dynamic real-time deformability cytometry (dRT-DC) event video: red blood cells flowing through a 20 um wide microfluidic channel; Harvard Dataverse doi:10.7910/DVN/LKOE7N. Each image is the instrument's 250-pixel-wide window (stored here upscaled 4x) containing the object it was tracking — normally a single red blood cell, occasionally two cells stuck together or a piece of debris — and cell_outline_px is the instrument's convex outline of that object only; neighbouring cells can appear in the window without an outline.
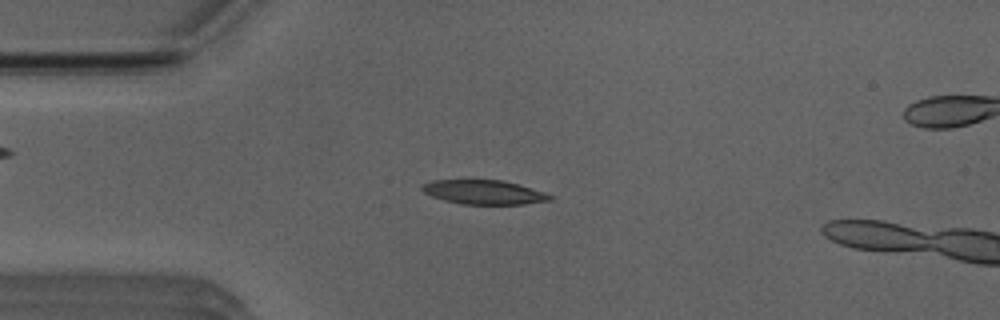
{"species": "Egyptian fruit bat (a non-hibernating species)", "species_latin": "Rousettus aegyptiacus", "temperature_condition": "room temperature", "stored_images_in_passage": 48, "camera_frame_rate_fps": 3000, "um_per_image_px": 0.085, "animal": {"sex": "male"}, "frame": {"image": 1, "passage_image": 12, "time_ms": 3.667, "image_size_px": [1000, 320], "cell_outline_px": [[552, 200], [524, 204], [460, 204], [444, 200], [432, 196], [424, 192], [420, 188], [424, 184], [432, 180], [504, 180], [520, 184], [544, 192], [552, 196]], "centroid_in_image_um": [41.14, 16.33], "position_along_channel_um": 43.9, "area_um2": 18.03}}
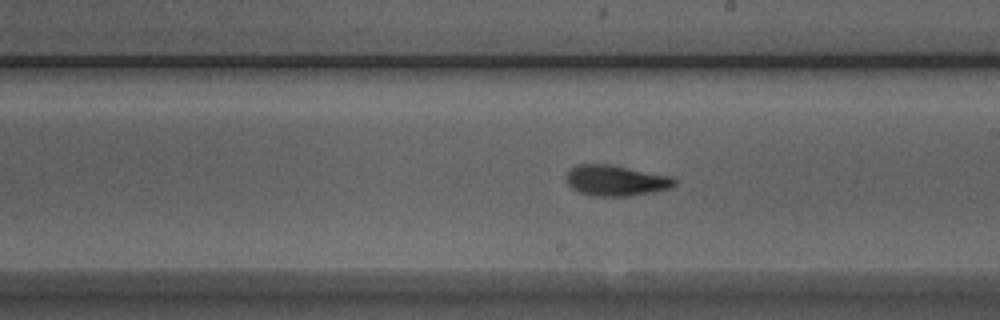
{"frame": {"image": 2, "passage_image": 28, "time_ms": 9.0, "image_size_px": [1000, 320], "cell_outline_px": [[676, 184], [672, 188], [652, 192], [628, 196], [596, 196], [580, 192], [572, 188], [564, 180], [564, 176], [568, 168], [576, 164], [612, 164], [672, 176], [676, 180]], "centroid_in_image_um": [52.32, 15.32], "position_along_channel_um": 236.7, "area_um2": 19.77}}
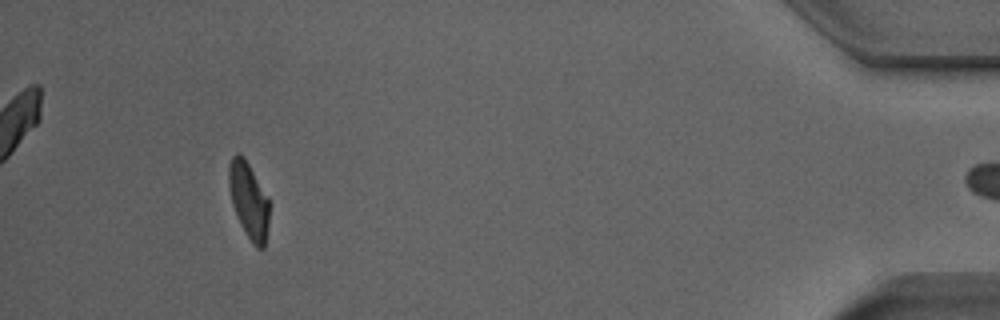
{"frame": {"image": 3, "passage_image": 47, "time_ms": 15.333, "image_size_px": [1000, 320], "cell_outline_px": [[272, 204], [264, 248], [256, 248], [252, 244], [244, 232], [236, 216], [232, 204], [228, 184], [228, 164], [232, 156], [236, 152], [240, 152], [244, 156], [268, 196]], "centroid_in_image_um": [21.16, 17.02], "position_along_channel_um": 414.0, "area_um2": 18.67}, "authors_computed_cell_mechanics": {"area_um2": 18.8428, "velocity_mm_per_s": 3.9351, "shape_relaxation_time_tau1_ms": 2.8787, "shape_relaxation_time_tau2_ms": 2.3536, "deformation_change_tau1": 0.1449, "deformation_change_tau2": 0.0804}}